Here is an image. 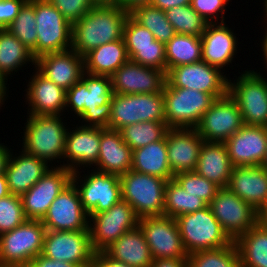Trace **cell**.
<instances>
[{
    "mask_svg": "<svg viewBox=\"0 0 267 267\" xmlns=\"http://www.w3.org/2000/svg\"><path fill=\"white\" fill-rule=\"evenodd\" d=\"M112 94L111 77L84 72L66 91L65 115H72L68 118L79 120L77 123L82 126L108 128Z\"/></svg>",
    "mask_w": 267,
    "mask_h": 267,
    "instance_id": "obj_1",
    "label": "cell"
},
{
    "mask_svg": "<svg viewBox=\"0 0 267 267\" xmlns=\"http://www.w3.org/2000/svg\"><path fill=\"white\" fill-rule=\"evenodd\" d=\"M129 12L111 3H99L72 24L71 49L79 55L123 38Z\"/></svg>",
    "mask_w": 267,
    "mask_h": 267,
    "instance_id": "obj_2",
    "label": "cell"
},
{
    "mask_svg": "<svg viewBox=\"0 0 267 267\" xmlns=\"http://www.w3.org/2000/svg\"><path fill=\"white\" fill-rule=\"evenodd\" d=\"M26 117L25 127H22L23 134L21 132L23 136L20 137L22 140H18L22 142L20 148L29 155L44 160L51 167L62 166L69 127L65 122L67 115L27 114Z\"/></svg>",
    "mask_w": 267,
    "mask_h": 267,
    "instance_id": "obj_3",
    "label": "cell"
},
{
    "mask_svg": "<svg viewBox=\"0 0 267 267\" xmlns=\"http://www.w3.org/2000/svg\"><path fill=\"white\" fill-rule=\"evenodd\" d=\"M252 68L228 80V94L239 106L244 125L267 126V74ZM265 74V75H263ZM232 79V80H231Z\"/></svg>",
    "mask_w": 267,
    "mask_h": 267,
    "instance_id": "obj_4",
    "label": "cell"
},
{
    "mask_svg": "<svg viewBox=\"0 0 267 267\" xmlns=\"http://www.w3.org/2000/svg\"><path fill=\"white\" fill-rule=\"evenodd\" d=\"M167 181L129 170L120 175L121 199L133 207L139 218L163 216Z\"/></svg>",
    "mask_w": 267,
    "mask_h": 267,
    "instance_id": "obj_5",
    "label": "cell"
},
{
    "mask_svg": "<svg viewBox=\"0 0 267 267\" xmlns=\"http://www.w3.org/2000/svg\"><path fill=\"white\" fill-rule=\"evenodd\" d=\"M186 253L212 250L229 245L232 240L223 231L209 206L178 216L176 219Z\"/></svg>",
    "mask_w": 267,
    "mask_h": 267,
    "instance_id": "obj_6",
    "label": "cell"
},
{
    "mask_svg": "<svg viewBox=\"0 0 267 267\" xmlns=\"http://www.w3.org/2000/svg\"><path fill=\"white\" fill-rule=\"evenodd\" d=\"M146 121L166 122L163 92L112 94L108 129L120 130Z\"/></svg>",
    "mask_w": 267,
    "mask_h": 267,
    "instance_id": "obj_7",
    "label": "cell"
},
{
    "mask_svg": "<svg viewBox=\"0 0 267 267\" xmlns=\"http://www.w3.org/2000/svg\"><path fill=\"white\" fill-rule=\"evenodd\" d=\"M165 121L169 128L195 129L215 98L202 91L171 87L163 88Z\"/></svg>",
    "mask_w": 267,
    "mask_h": 267,
    "instance_id": "obj_8",
    "label": "cell"
},
{
    "mask_svg": "<svg viewBox=\"0 0 267 267\" xmlns=\"http://www.w3.org/2000/svg\"><path fill=\"white\" fill-rule=\"evenodd\" d=\"M72 183L88 215L108 210L121 200L119 175L83 169L73 173Z\"/></svg>",
    "mask_w": 267,
    "mask_h": 267,
    "instance_id": "obj_9",
    "label": "cell"
},
{
    "mask_svg": "<svg viewBox=\"0 0 267 267\" xmlns=\"http://www.w3.org/2000/svg\"><path fill=\"white\" fill-rule=\"evenodd\" d=\"M45 226L41 220H26L0 235V265L28 266L43 250Z\"/></svg>",
    "mask_w": 267,
    "mask_h": 267,
    "instance_id": "obj_10",
    "label": "cell"
},
{
    "mask_svg": "<svg viewBox=\"0 0 267 267\" xmlns=\"http://www.w3.org/2000/svg\"><path fill=\"white\" fill-rule=\"evenodd\" d=\"M37 44L31 51L37 59L46 53L71 49L72 24L48 0H35Z\"/></svg>",
    "mask_w": 267,
    "mask_h": 267,
    "instance_id": "obj_11",
    "label": "cell"
},
{
    "mask_svg": "<svg viewBox=\"0 0 267 267\" xmlns=\"http://www.w3.org/2000/svg\"><path fill=\"white\" fill-rule=\"evenodd\" d=\"M139 219L133 207L122 199L108 210L89 215L91 246L95 253L104 252L124 233L138 227Z\"/></svg>",
    "mask_w": 267,
    "mask_h": 267,
    "instance_id": "obj_12",
    "label": "cell"
},
{
    "mask_svg": "<svg viewBox=\"0 0 267 267\" xmlns=\"http://www.w3.org/2000/svg\"><path fill=\"white\" fill-rule=\"evenodd\" d=\"M208 206L232 241L245 234L263 217L228 188H220Z\"/></svg>",
    "mask_w": 267,
    "mask_h": 267,
    "instance_id": "obj_13",
    "label": "cell"
},
{
    "mask_svg": "<svg viewBox=\"0 0 267 267\" xmlns=\"http://www.w3.org/2000/svg\"><path fill=\"white\" fill-rule=\"evenodd\" d=\"M229 75L220 68L201 60L170 68L166 73V82L171 87L209 93L216 99L228 93Z\"/></svg>",
    "mask_w": 267,
    "mask_h": 267,
    "instance_id": "obj_14",
    "label": "cell"
},
{
    "mask_svg": "<svg viewBox=\"0 0 267 267\" xmlns=\"http://www.w3.org/2000/svg\"><path fill=\"white\" fill-rule=\"evenodd\" d=\"M41 254L50 259L69 262L79 267H89L96 256L91 246L89 230H47Z\"/></svg>",
    "mask_w": 267,
    "mask_h": 267,
    "instance_id": "obj_15",
    "label": "cell"
},
{
    "mask_svg": "<svg viewBox=\"0 0 267 267\" xmlns=\"http://www.w3.org/2000/svg\"><path fill=\"white\" fill-rule=\"evenodd\" d=\"M243 125L239 106L227 93L214 100L195 129L205 142L224 143Z\"/></svg>",
    "mask_w": 267,
    "mask_h": 267,
    "instance_id": "obj_16",
    "label": "cell"
},
{
    "mask_svg": "<svg viewBox=\"0 0 267 267\" xmlns=\"http://www.w3.org/2000/svg\"><path fill=\"white\" fill-rule=\"evenodd\" d=\"M73 172L62 166L51 167L20 197L27 220H42L54 199L72 182Z\"/></svg>",
    "mask_w": 267,
    "mask_h": 267,
    "instance_id": "obj_17",
    "label": "cell"
},
{
    "mask_svg": "<svg viewBox=\"0 0 267 267\" xmlns=\"http://www.w3.org/2000/svg\"><path fill=\"white\" fill-rule=\"evenodd\" d=\"M138 226L144 234L153 259L188 257L174 218L164 215L143 217L139 219Z\"/></svg>",
    "mask_w": 267,
    "mask_h": 267,
    "instance_id": "obj_18",
    "label": "cell"
},
{
    "mask_svg": "<svg viewBox=\"0 0 267 267\" xmlns=\"http://www.w3.org/2000/svg\"><path fill=\"white\" fill-rule=\"evenodd\" d=\"M73 123L76 125L68 122L70 125L66 136L62 167L74 173L93 168L97 164L100 150V127L82 126L76 121Z\"/></svg>",
    "mask_w": 267,
    "mask_h": 267,
    "instance_id": "obj_19",
    "label": "cell"
},
{
    "mask_svg": "<svg viewBox=\"0 0 267 267\" xmlns=\"http://www.w3.org/2000/svg\"><path fill=\"white\" fill-rule=\"evenodd\" d=\"M41 221L51 231L89 230V215L72 182L54 199Z\"/></svg>",
    "mask_w": 267,
    "mask_h": 267,
    "instance_id": "obj_20",
    "label": "cell"
},
{
    "mask_svg": "<svg viewBox=\"0 0 267 267\" xmlns=\"http://www.w3.org/2000/svg\"><path fill=\"white\" fill-rule=\"evenodd\" d=\"M33 71V75L27 76L29 80L24 79L28 83L23 90L27 114L65 115L66 90L50 81L36 67Z\"/></svg>",
    "mask_w": 267,
    "mask_h": 267,
    "instance_id": "obj_21",
    "label": "cell"
},
{
    "mask_svg": "<svg viewBox=\"0 0 267 267\" xmlns=\"http://www.w3.org/2000/svg\"><path fill=\"white\" fill-rule=\"evenodd\" d=\"M227 25L226 22L209 23L201 36L202 60L220 68L223 72L228 67L234 69L232 62H236L234 60L238 58L237 53L241 51V49L238 50L240 48L238 46L241 44L238 42L239 37L236 36L238 33H235L234 28H229L230 25Z\"/></svg>",
    "mask_w": 267,
    "mask_h": 267,
    "instance_id": "obj_22",
    "label": "cell"
},
{
    "mask_svg": "<svg viewBox=\"0 0 267 267\" xmlns=\"http://www.w3.org/2000/svg\"><path fill=\"white\" fill-rule=\"evenodd\" d=\"M114 94H144L163 92L166 73L145 67L130 59L111 76Z\"/></svg>",
    "mask_w": 267,
    "mask_h": 267,
    "instance_id": "obj_23",
    "label": "cell"
},
{
    "mask_svg": "<svg viewBox=\"0 0 267 267\" xmlns=\"http://www.w3.org/2000/svg\"><path fill=\"white\" fill-rule=\"evenodd\" d=\"M227 188L263 217L267 215V171L261 165L233 166Z\"/></svg>",
    "mask_w": 267,
    "mask_h": 267,
    "instance_id": "obj_24",
    "label": "cell"
},
{
    "mask_svg": "<svg viewBox=\"0 0 267 267\" xmlns=\"http://www.w3.org/2000/svg\"><path fill=\"white\" fill-rule=\"evenodd\" d=\"M224 143L233 166L261 165L267 151L266 127L243 125Z\"/></svg>",
    "mask_w": 267,
    "mask_h": 267,
    "instance_id": "obj_25",
    "label": "cell"
},
{
    "mask_svg": "<svg viewBox=\"0 0 267 267\" xmlns=\"http://www.w3.org/2000/svg\"><path fill=\"white\" fill-rule=\"evenodd\" d=\"M203 142L196 129L170 128L167 131V157L174 175L196 170Z\"/></svg>",
    "mask_w": 267,
    "mask_h": 267,
    "instance_id": "obj_26",
    "label": "cell"
},
{
    "mask_svg": "<svg viewBox=\"0 0 267 267\" xmlns=\"http://www.w3.org/2000/svg\"><path fill=\"white\" fill-rule=\"evenodd\" d=\"M36 68L66 91L75 85L85 72L83 56L72 49L39 56L36 59Z\"/></svg>",
    "mask_w": 267,
    "mask_h": 267,
    "instance_id": "obj_27",
    "label": "cell"
},
{
    "mask_svg": "<svg viewBox=\"0 0 267 267\" xmlns=\"http://www.w3.org/2000/svg\"><path fill=\"white\" fill-rule=\"evenodd\" d=\"M11 149L5 175L10 194L21 196L33 187L51 168L44 160L29 155L23 149L13 152Z\"/></svg>",
    "mask_w": 267,
    "mask_h": 267,
    "instance_id": "obj_28",
    "label": "cell"
},
{
    "mask_svg": "<svg viewBox=\"0 0 267 267\" xmlns=\"http://www.w3.org/2000/svg\"><path fill=\"white\" fill-rule=\"evenodd\" d=\"M131 166L132 149L123 141L120 131L100 127L99 156L92 169L120 176Z\"/></svg>",
    "mask_w": 267,
    "mask_h": 267,
    "instance_id": "obj_29",
    "label": "cell"
},
{
    "mask_svg": "<svg viewBox=\"0 0 267 267\" xmlns=\"http://www.w3.org/2000/svg\"><path fill=\"white\" fill-rule=\"evenodd\" d=\"M232 169L225 143L203 142L195 170L199 175L220 188H227Z\"/></svg>",
    "mask_w": 267,
    "mask_h": 267,
    "instance_id": "obj_30",
    "label": "cell"
},
{
    "mask_svg": "<svg viewBox=\"0 0 267 267\" xmlns=\"http://www.w3.org/2000/svg\"><path fill=\"white\" fill-rule=\"evenodd\" d=\"M110 258L133 267H150L153 258L140 227L120 236L104 251Z\"/></svg>",
    "mask_w": 267,
    "mask_h": 267,
    "instance_id": "obj_31",
    "label": "cell"
},
{
    "mask_svg": "<svg viewBox=\"0 0 267 267\" xmlns=\"http://www.w3.org/2000/svg\"><path fill=\"white\" fill-rule=\"evenodd\" d=\"M131 170L171 180V171L167 157V134L164 139L132 150Z\"/></svg>",
    "mask_w": 267,
    "mask_h": 267,
    "instance_id": "obj_32",
    "label": "cell"
},
{
    "mask_svg": "<svg viewBox=\"0 0 267 267\" xmlns=\"http://www.w3.org/2000/svg\"><path fill=\"white\" fill-rule=\"evenodd\" d=\"M83 58L86 73L109 77L129 60L123 38L92 49Z\"/></svg>",
    "mask_w": 267,
    "mask_h": 267,
    "instance_id": "obj_33",
    "label": "cell"
},
{
    "mask_svg": "<svg viewBox=\"0 0 267 267\" xmlns=\"http://www.w3.org/2000/svg\"><path fill=\"white\" fill-rule=\"evenodd\" d=\"M241 267H267V218L262 217L235 241Z\"/></svg>",
    "mask_w": 267,
    "mask_h": 267,
    "instance_id": "obj_34",
    "label": "cell"
},
{
    "mask_svg": "<svg viewBox=\"0 0 267 267\" xmlns=\"http://www.w3.org/2000/svg\"><path fill=\"white\" fill-rule=\"evenodd\" d=\"M31 63V64H30ZM29 65V66H28ZM36 67V58L18 38L7 29L0 30V73L6 79L15 78L17 72L28 66ZM16 72V73H15Z\"/></svg>",
    "mask_w": 267,
    "mask_h": 267,
    "instance_id": "obj_35",
    "label": "cell"
},
{
    "mask_svg": "<svg viewBox=\"0 0 267 267\" xmlns=\"http://www.w3.org/2000/svg\"><path fill=\"white\" fill-rule=\"evenodd\" d=\"M165 56L167 71L172 67L201 61V37L176 33L165 44Z\"/></svg>",
    "mask_w": 267,
    "mask_h": 267,
    "instance_id": "obj_36",
    "label": "cell"
},
{
    "mask_svg": "<svg viewBox=\"0 0 267 267\" xmlns=\"http://www.w3.org/2000/svg\"><path fill=\"white\" fill-rule=\"evenodd\" d=\"M208 204L197 195L185 191L174 179L165 186L163 215L176 219L180 215L193 213L207 207Z\"/></svg>",
    "mask_w": 267,
    "mask_h": 267,
    "instance_id": "obj_37",
    "label": "cell"
},
{
    "mask_svg": "<svg viewBox=\"0 0 267 267\" xmlns=\"http://www.w3.org/2000/svg\"><path fill=\"white\" fill-rule=\"evenodd\" d=\"M129 15L140 25L146 27L154 38L166 44L175 34L174 27L167 20L165 11L150 4L134 8Z\"/></svg>",
    "mask_w": 267,
    "mask_h": 267,
    "instance_id": "obj_38",
    "label": "cell"
},
{
    "mask_svg": "<svg viewBox=\"0 0 267 267\" xmlns=\"http://www.w3.org/2000/svg\"><path fill=\"white\" fill-rule=\"evenodd\" d=\"M169 129L166 122L146 121L126 125L119 131L123 141L135 150L164 139Z\"/></svg>",
    "mask_w": 267,
    "mask_h": 267,
    "instance_id": "obj_39",
    "label": "cell"
},
{
    "mask_svg": "<svg viewBox=\"0 0 267 267\" xmlns=\"http://www.w3.org/2000/svg\"><path fill=\"white\" fill-rule=\"evenodd\" d=\"M188 267H241L235 242L212 250H201L187 257Z\"/></svg>",
    "mask_w": 267,
    "mask_h": 267,
    "instance_id": "obj_40",
    "label": "cell"
},
{
    "mask_svg": "<svg viewBox=\"0 0 267 267\" xmlns=\"http://www.w3.org/2000/svg\"><path fill=\"white\" fill-rule=\"evenodd\" d=\"M176 33L201 37L209 24L191 5L175 6L165 11Z\"/></svg>",
    "mask_w": 267,
    "mask_h": 267,
    "instance_id": "obj_41",
    "label": "cell"
},
{
    "mask_svg": "<svg viewBox=\"0 0 267 267\" xmlns=\"http://www.w3.org/2000/svg\"><path fill=\"white\" fill-rule=\"evenodd\" d=\"M35 0H27L7 30L31 51L37 44Z\"/></svg>",
    "mask_w": 267,
    "mask_h": 267,
    "instance_id": "obj_42",
    "label": "cell"
},
{
    "mask_svg": "<svg viewBox=\"0 0 267 267\" xmlns=\"http://www.w3.org/2000/svg\"><path fill=\"white\" fill-rule=\"evenodd\" d=\"M173 179L188 193L199 196L207 204L216 196L220 189L215 183L199 175L196 171L181 172Z\"/></svg>",
    "mask_w": 267,
    "mask_h": 267,
    "instance_id": "obj_43",
    "label": "cell"
},
{
    "mask_svg": "<svg viewBox=\"0 0 267 267\" xmlns=\"http://www.w3.org/2000/svg\"><path fill=\"white\" fill-rule=\"evenodd\" d=\"M26 220L19 195L10 194L0 199V235L13 230Z\"/></svg>",
    "mask_w": 267,
    "mask_h": 267,
    "instance_id": "obj_44",
    "label": "cell"
},
{
    "mask_svg": "<svg viewBox=\"0 0 267 267\" xmlns=\"http://www.w3.org/2000/svg\"><path fill=\"white\" fill-rule=\"evenodd\" d=\"M129 59L145 67L156 68L167 73L165 44L156 40V47L127 48Z\"/></svg>",
    "mask_w": 267,
    "mask_h": 267,
    "instance_id": "obj_45",
    "label": "cell"
},
{
    "mask_svg": "<svg viewBox=\"0 0 267 267\" xmlns=\"http://www.w3.org/2000/svg\"><path fill=\"white\" fill-rule=\"evenodd\" d=\"M123 39L126 48L156 47L154 35L146 27L136 22L130 15L124 24Z\"/></svg>",
    "mask_w": 267,
    "mask_h": 267,
    "instance_id": "obj_46",
    "label": "cell"
},
{
    "mask_svg": "<svg viewBox=\"0 0 267 267\" xmlns=\"http://www.w3.org/2000/svg\"><path fill=\"white\" fill-rule=\"evenodd\" d=\"M232 0H191V7L208 23H227L225 14ZM226 11V12H225ZM226 19V20H225Z\"/></svg>",
    "mask_w": 267,
    "mask_h": 267,
    "instance_id": "obj_47",
    "label": "cell"
},
{
    "mask_svg": "<svg viewBox=\"0 0 267 267\" xmlns=\"http://www.w3.org/2000/svg\"><path fill=\"white\" fill-rule=\"evenodd\" d=\"M71 23L79 21L97 3L94 0H48Z\"/></svg>",
    "mask_w": 267,
    "mask_h": 267,
    "instance_id": "obj_48",
    "label": "cell"
},
{
    "mask_svg": "<svg viewBox=\"0 0 267 267\" xmlns=\"http://www.w3.org/2000/svg\"><path fill=\"white\" fill-rule=\"evenodd\" d=\"M27 0H0V30L7 27L17 17Z\"/></svg>",
    "mask_w": 267,
    "mask_h": 267,
    "instance_id": "obj_49",
    "label": "cell"
},
{
    "mask_svg": "<svg viewBox=\"0 0 267 267\" xmlns=\"http://www.w3.org/2000/svg\"><path fill=\"white\" fill-rule=\"evenodd\" d=\"M28 267H79L69 262L50 259L42 254L30 261Z\"/></svg>",
    "mask_w": 267,
    "mask_h": 267,
    "instance_id": "obj_50",
    "label": "cell"
},
{
    "mask_svg": "<svg viewBox=\"0 0 267 267\" xmlns=\"http://www.w3.org/2000/svg\"><path fill=\"white\" fill-rule=\"evenodd\" d=\"M89 267H133L110 258L105 252L96 253L95 260Z\"/></svg>",
    "mask_w": 267,
    "mask_h": 267,
    "instance_id": "obj_51",
    "label": "cell"
},
{
    "mask_svg": "<svg viewBox=\"0 0 267 267\" xmlns=\"http://www.w3.org/2000/svg\"><path fill=\"white\" fill-rule=\"evenodd\" d=\"M150 267H188L187 258H157Z\"/></svg>",
    "mask_w": 267,
    "mask_h": 267,
    "instance_id": "obj_52",
    "label": "cell"
},
{
    "mask_svg": "<svg viewBox=\"0 0 267 267\" xmlns=\"http://www.w3.org/2000/svg\"><path fill=\"white\" fill-rule=\"evenodd\" d=\"M191 0H151L150 5L166 11L177 6L190 5Z\"/></svg>",
    "mask_w": 267,
    "mask_h": 267,
    "instance_id": "obj_53",
    "label": "cell"
},
{
    "mask_svg": "<svg viewBox=\"0 0 267 267\" xmlns=\"http://www.w3.org/2000/svg\"><path fill=\"white\" fill-rule=\"evenodd\" d=\"M151 0H112V4L121 7L127 12H131L134 8L150 4Z\"/></svg>",
    "mask_w": 267,
    "mask_h": 267,
    "instance_id": "obj_54",
    "label": "cell"
},
{
    "mask_svg": "<svg viewBox=\"0 0 267 267\" xmlns=\"http://www.w3.org/2000/svg\"><path fill=\"white\" fill-rule=\"evenodd\" d=\"M0 140V174H2L5 173L6 164L12 148H10V145L8 146L5 143H1L2 138H0Z\"/></svg>",
    "mask_w": 267,
    "mask_h": 267,
    "instance_id": "obj_55",
    "label": "cell"
},
{
    "mask_svg": "<svg viewBox=\"0 0 267 267\" xmlns=\"http://www.w3.org/2000/svg\"><path fill=\"white\" fill-rule=\"evenodd\" d=\"M8 79H6L5 76H3L0 73V101L5 104V102L8 100L7 98L10 97V92L11 90H9L10 88V84H8ZM9 87V88H8Z\"/></svg>",
    "mask_w": 267,
    "mask_h": 267,
    "instance_id": "obj_56",
    "label": "cell"
},
{
    "mask_svg": "<svg viewBox=\"0 0 267 267\" xmlns=\"http://www.w3.org/2000/svg\"><path fill=\"white\" fill-rule=\"evenodd\" d=\"M263 27H265L264 28L265 32L263 33V36L261 38H259L260 41H258L261 43L259 45V47L261 46L260 48L262 51L261 54L259 55V57L262 55V58H263L262 61H264V63L261 62V64H263V66L265 64L264 68L267 72V26H263Z\"/></svg>",
    "mask_w": 267,
    "mask_h": 267,
    "instance_id": "obj_57",
    "label": "cell"
},
{
    "mask_svg": "<svg viewBox=\"0 0 267 267\" xmlns=\"http://www.w3.org/2000/svg\"><path fill=\"white\" fill-rule=\"evenodd\" d=\"M10 195L5 173L0 174V199Z\"/></svg>",
    "mask_w": 267,
    "mask_h": 267,
    "instance_id": "obj_58",
    "label": "cell"
},
{
    "mask_svg": "<svg viewBox=\"0 0 267 267\" xmlns=\"http://www.w3.org/2000/svg\"><path fill=\"white\" fill-rule=\"evenodd\" d=\"M262 1H264V2H262L263 4V18L264 19H262L263 21L262 22H264L265 23V25H263V26H267V0H262Z\"/></svg>",
    "mask_w": 267,
    "mask_h": 267,
    "instance_id": "obj_59",
    "label": "cell"
},
{
    "mask_svg": "<svg viewBox=\"0 0 267 267\" xmlns=\"http://www.w3.org/2000/svg\"><path fill=\"white\" fill-rule=\"evenodd\" d=\"M266 138H267V126H266ZM261 166L263 167L264 170L267 171V151H266V155H265V158H264Z\"/></svg>",
    "mask_w": 267,
    "mask_h": 267,
    "instance_id": "obj_60",
    "label": "cell"
},
{
    "mask_svg": "<svg viewBox=\"0 0 267 267\" xmlns=\"http://www.w3.org/2000/svg\"><path fill=\"white\" fill-rule=\"evenodd\" d=\"M97 4L99 3H111L112 4V0H94Z\"/></svg>",
    "mask_w": 267,
    "mask_h": 267,
    "instance_id": "obj_61",
    "label": "cell"
},
{
    "mask_svg": "<svg viewBox=\"0 0 267 267\" xmlns=\"http://www.w3.org/2000/svg\"><path fill=\"white\" fill-rule=\"evenodd\" d=\"M0 267H28V266H17V265H0Z\"/></svg>",
    "mask_w": 267,
    "mask_h": 267,
    "instance_id": "obj_62",
    "label": "cell"
},
{
    "mask_svg": "<svg viewBox=\"0 0 267 267\" xmlns=\"http://www.w3.org/2000/svg\"><path fill=\"white\" fill-rule=\"evenodd\" d=\"M3 103L0 101V110H2V108L1 107H3ZM1 112V111H0Z\"/></svg>",
    "mask_w": 267,
    "mask_h": 267,
    "instance_id": "obj_63",
    "label": "cell"
}]
</instances>
